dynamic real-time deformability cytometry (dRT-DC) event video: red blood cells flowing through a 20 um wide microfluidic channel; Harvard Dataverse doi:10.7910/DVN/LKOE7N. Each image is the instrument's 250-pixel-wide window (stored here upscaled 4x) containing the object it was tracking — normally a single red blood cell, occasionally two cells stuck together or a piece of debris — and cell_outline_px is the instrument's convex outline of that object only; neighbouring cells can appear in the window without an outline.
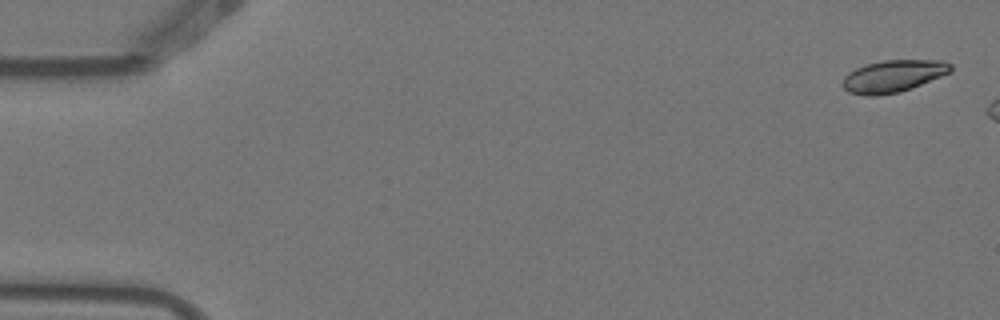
{"species": "Egyptian fruit bat (a non-hibernating species)", "species_latin": "Rousettus aegyptiacus", "temperature_condition": "warm", "stored_images_in_passage": 3, "camera_frame_rate_fps": 3000, "um_per_image_px": 0.085, "animal": {"sex": "female"}, "frame": {"image": 1, "passage_image": 1, "time_ms": 0.0, "image_size_px": [1000, 320], "cell_outline_px": [[952, 72], [900, 92], [876, 96], [868, 96], [848, 92], [840, 84], [844, 76], [848, 72], [856, 68], [868, 64], [884, 60], [944, 60], [952, 64]], "centroid_in_image_um": [75.92, 6.47], "position_along_channel_um": 9.1, "area_um2": 20.35}}